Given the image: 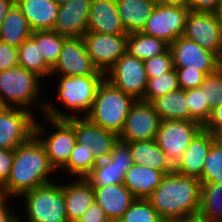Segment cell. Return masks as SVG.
<instances>
[{"label": "cell", "instance_id": "obj_21", "mask_svg": "<svg viewBox=\"0 0 222 222\" xmlns=\"http://www.w3.org/2000/svg\"><path fill=\"white\" fill-rule=\"evenodd\" d=\"M88 31L102 34H127L119 17L116 0H91Z\"/></svg>", "mask_w": 222, "mask_h": 222}, {"label": "cell", "instance_id": "obj_28", "mask_svg": "<svg viewBox=\"0 0 222 222\" xmlns=\"http://www.w3.org/2000/svg\"><path fill=\"white\" fill-rule=\"evenodd\" d=\"M31 34L27 19L15 3L1 23L0 41L18 48Z\"/></svg>", "mask_w": 222, "mask_h": 222}, {"label": "cell", "instance_id": "obj_24", "mask_svg": "<svg viewBox=\"0 0 222 222\" xmlns=\"http://www.w3.org/2000/svg\"><path fill=\"white\" fill-rule=\"evenodd\" d=\"M157 3L153 0H116L126 33L141 32Z\"/></svg>", "mask_w": 222, "mask_h": 222}, {"label": "cell", "instance_id": "obj_37", "mask_svg": "<svg viewBox=\"0 0 222 222\" xmlns=\"http://www.w3.org/2000/svg\"><path fill=\"white\" fill-rule=\"evenodd\" d=\"M160 218L147 198H136L117 222H158Z\"/></svg>", "mask_w": 222, "mask_h": 222}, {"label": "cell", "instance_id": "obj_57", "mask_svg": "<svg viewBox=\"0 0 222 222\" xmlns=\"http://www.w3.org/2000/svg\"><path fill=\"white\" fill-rule=\"evenodd\" d=\"M54 2H56L58 5H61V4H66L72 0H53Z\"/></svg>", "mask_w": 222, "mask_h": 222}, {"label": "cell", "instance_id": "obj_6", "mask_svg": "<svg viewBox=\"0 0 222 222\" xmlns=\"http://www.w3.org/2000/svg\"><path fill=\"white\" fill-rule=\"evenodd\" d=\"M39 78V75L21 66L1 71L0 98L7 107L12 108L15 104L16 108L28 110L30 104L37 102Z\"/></svg>", "mask_w": 222, "mask_h": 222}, {"label": "cell", "instance_id": "obj_34", "mask_svg": "<svg viewBox=\"0 0 222 222\" xmlns=\"http://www.w3.org/2000/svg\"><path fill=\"white\" fill-rule=\"evenodd\" d=\"M97 164L93 156V150L89 149L87 145L76 142L67 163L62 167L69 169L74 175H79L80 178H86L92 169Z\"/></svg>", "mask_w": 222, "mask_h": 222}, {"label": "cell", "instance_id": "obj_23", "mask_svg": "<svg viewBox=\"0 0 222 222\" xmlns=\"http://www.w3.org/2000/svg\"><path fill=\"white\" fill-rule=\"evenodd\" d=\"M65 210L69 222H76L94 201V190L86 178L62 185Z\"/></svg>", "mask_w": 222, "mask_h": 222}, {"label": "cell", "instance_id": "obj_16", "mask_svg": "<svg viewBox=\"0 0 222 222\" xmlns=\"http://www.w3.org/2000/svg\"><path fill=\"white\" fill-rule=\"evenodd\" d=\"M183 36L215 54L222 48V31L215 13L189 10Z\"/></svg>", "mask_w": 222, "mask_h": 222}, {"label": "cell", "instance_id": "obj_32", "mask_svg": "<svg viewBox=\"0 0 222 222\" xmlns=\"http://www.w3.org/2000/svg\"><path fill=\"white\" fill-rule=\"evenodd\" d=\"M199 212L213 222H222V184L201 183Z\"/></svg>", "mask_w": 222, "mask_h": 222}, {"label": "cell", "instance_id": "obj_2", "mask_svg": "<svg viewBox=\"0 0 222 222\" xmlns=\"http://www.w3.org/2000/svg\"><path fill=\"white\" fill-rule=\"evenodd\" d=\"M55 168L50 164L44 145L34 135L14 149L9 177L5 181L9 196H17L36 187L51 183L48 174Z\"/></svg>", "mask_w": 222, "mask_h": 222}, {"label": "cell", "instance_id": "obj_38", "mask_svg": "<svg viewBox=\"0 0 222 222\" xmlns=\"http://www.w3.org/2000/svg\"><path fill=\"white\" fill-rule=\"evenodd\" d=\"M190 108V121H197L204 125L209 119L211 110L205 102L204 91L199 87L186 90Z\"/></svg>", "mask_w": 222, "mask_h": 222}, {"label": "cell", "instance_id": "obj_10", "mask_svg": "<svg viewBox=\"0 0 222 222\" xmlns=\"http://www.w3.org/2000/svg\"><path fill=\"white\" fill-rule=\"evenodd\" d=\"M106 75L61 76L59 99L70 109L91 111L97 89Z\"/></svg>", "mask_w": 222, "mask_h": 222}, {"label": "cell", "instance_id": "obj_31", "mask_svg": "<svg viewBox=\"0 0 222 222\" xmlns=\"http://www.w3.org/2000/svg\"><path fill=\"white\" fill-rule=\"evenodd\" d=\"M131 166H119L109 159L98 161L86 179L92 187H103L110 184L122 183L126 171Z\"/></svg>", "mask_w": 222, "mask_h": 222}, {"label": "cell", "instance_id": "obj_15", "mask_svg": "<svg viewBox=\"0 0 222 222\" xmlns=\"http://www.w3.org/2000/svg\"><path fill=\"white\" fill-rule=\"evenodd\" d=\"M57 131L49 138H40L43 132L41 125L35 123V136L44 145L50 164L55 168H62L68 161L76 144L74 127L66 119L48 118ZM39 136V137H38Z\"/></svg>", "mask_w": 222, "mask_h": 222}, {"label": "cell", "instance_id": "obj_39", "mask_svg": "<svg viewBox=\"0 0 222 222\" xmlns=\"http://www.w3.org/2000/svg\"><path fill=\"white\" fill-rule=\"evenodd\" d=\"M199 88L204 91L205 102L210 110L222 104V73L207 75Z\"/></svg>", "mask_w": 222, "mask_h": 222}, {"label": "cell", "instance_id": "obj_17", "mask_svg": "<svg viewBox=\"0 0 222 222\" xmlns=\"http://www.w3.org/2000/svg\"><path fill=\"white\" fill-rule=\"evenodd\" d=\"M173 55L174 68L189 67L192 70H200L206 75L216 72V54L202 48L194 41L180 36L169 45Z\"/></svg>", "mask_w": 222, "mask_h": 222}, {"label": "cell", "instance_id": "obj_13", "mask_svg": "<svg viewBox=\"0 0 222 222\" xmlns=\"http://www.w3.org/2000/svg\"><path fill=\"white\" fill-rule=\"evenodd\" d=\"M82 38L94 65L104 73H107L127 49V34L112 35L87 31Z\"/></svg>", "mask_w": 222, "mask_h": 222}, {"label": "cell", "instance_id": "obj_50", "mask_svg": "<svg viewBox=\"0 0 222 222\" xmlns=\"http://www.w3.org/2000/svg\"><path fill=\"white\" fill-rule=\"evenodd\" d=\"M181 222H213L200 212L195 214H189L181 219Z\"/></svg>", "mask_w": 222, "mask_h": 222}, {"label": "cell", "instance_id": "obj_18", "mask_svg": "<svg viewBox=\"0 0 222 222\" xmlns=\"http://www.w3.org/2000/svg\"><path fill=\"white\" fill-rule=\"evenodd\" d=\"M91 0H72L59 6L52 29L66 38H82L88 31Z\"/></svg>", "mask_w": 222, "mask_h": 222}, {"label": "cell", "instance_id": "obj_22", "mask_svg": "<svg viewBox=\"0 0 222 222\" xmlns=\"http://www.w3.org/2000/svg\"><path fill=\"white\" fill-rule=\"evenodd\" d=\"M32 31L52 30L59 6L53 0H15Z\"/></svg>", "mask_w": 222, "mask_h": 222}, {"label": "cell", "instance_id": "obj_49", "mask_svg": "<svg viewBox=\"0 0 222 222\" xmlns=\"http://www.w3.org/2000/svg\"><path fill=\"white\" fill-rule=\"evenodd\" d=\"M0 222H19V219L14 214L12 215L7 209V205L4 204L0 208Z\"/></svg>", "mask_w": 222, "mask_h": 222}, {"label": "cell", "instance_id": "obj_12", "mask_svg": "<svg viewBox=\"0 0 222 222\" xmlns=\"http://www.w3.org/2000/svg\"><path fill=\"white\" fill-rule=\"evenodd\" d=\"M160 123L161 118L151 103L136 100L129 110L119 139L127 143L156 139Z\"/></svg>", "mask_w": 222, "mask_h": 222}, {"label": "cell", "instance_id": "obj_25", "mask_svg": "<svg viewBox=\"0 0 222 222\" xmlns=\"http://www.w3.org/2000/svg\"><path fill=\"white\" fill-rule=\"evenodd\" d=\"M135 164L151 167L161 171L164 175L172 173L174 167L167 159L164 151L159 147L156 139L128 142Z\"/></svg>", "mask_w": 222, "mask_h": 222}, {"label": "cell", "instance_id": "obj_43", "mask_svg": "<svg viewBox=\"0 0 222 222\" xmlns=\"http://www.w3.org/2000/svg\"><path fill=\"white\" fill-rule=\"evenodd\" d=\"M17 66L18 48L0 41V72Z\"/></svg>", "mask_w": 222, "mask_h": 222}, {"label": "cell", "instance_id": "obj_11", "mask_svg": "<svg viewBox=\"0 0 222 222\" xmlns=\"http://www.w3.org/2000/svg\"><path fill=\"white\" fill-rule=\"evenodd\" d=\"M31 111L7 107L0 114V149L14 150L35 135V123Z\"/></svg>", "mask_w": 222, "mask_h": 222}, {"label": "cell", "instance_id": "obj_9", "mask_svg": "<svg viewBox=\"0 0 222 222\" xmlns=\"http://www.w3.org/2000/svg\"><path fill=\"white\" fill-rule=\"evenodd\" d=\"M188 12L189 8L157 3L141 32L170 45L183 36Z\"/></svg>", "mask_w": 222, "mask_h": 222}, {"label": "cell", "instance_id": "obj_51", "mask_svg": "<svg viewBox=\"0 0 222 222\" xmlns=\"http://www.w3.org/2000/svg\"><path fill=\"white\" fill-rule=\"evenodd\" d=\"M158 3L163 5L179 6L189 8V0H157Z\"/></svg>", "mask_w": 222, "mask_h": 222}, {"label": "cell", "instance_id": "obj_8", "mask_svg": "<svg viewBox=\"0 0 222 222\" xmlns=\"http://www.w3.org/2000/svg\"><path fill=\"white\" fill-rule=\"evenodd\" d=\"M107 72L105 79L114 87L135 100H143L148 81L143 60L125 52Z\"/></svg>", "mask_w": 222, "mask_h": 222}, {"label": "cell", "instance_id": "obj_27", "mask_svg": "<svg viewBox=\"0 0 222 222\" xmlns=\"http://www.w3.org/2000/svg\"><path fill=\"white\" fill-rule=\"evenodd\" d=\"M151 104L161 120L190 121V108L184 89L171 91L154 99Z\"/></svg>", "mask_w": 222, "mask_h": 222}, {"label": "cell", "instance_id": "obj_7", "mask_svg": "<svg viewBox=\"0 0 222 222\" xmlns=\"http://www.w3.org/2000/svg\"><path fill=\"white\" fill-rule=\"evenodd\" d=\"M202 128L203 125L197 121L161 120L156 141L173 167Z\"/></svg>", "mask_w": 222, "mask_h": 222}, {"label": "cell", "instance_id": "obj_45", "mask_svg": "<svg viewBox=\"0 0 222 222\" xmlns=\"http://www.w3.org/2000/svg\"><path fill=\"white\" fill-rule=\"evenodd\" d=\"M14 158V150L0 149V185L4 186L9 177Z\"/></svg>", "mask_w": 222, "mask_h": 222}, {"label": "cell", "instance_id": "obj_54", "mask_svg": "<svg viewBox=\"0 0 222 222\" xmlns=\"http://www.w3.org/2000/svg\"><path fill=\"white\" fill-rule=\"evenodd\" d=\"M215 15L217 17V20L219 22V25H220V28H221V31H222V1L221 3L219 4L216 12H215Z\"/></svg>", "mask_w": 222, "mask_h": 222}, {"label": "cell", "instance_id": "obj_26", "mask_svg": "<svg viewBox=\"0 0 222 222\" xmlns=\"http://www.w3.org/2000/svg\"><path fill=\"white\" fill-rule=\"evenodd\" d=\"M163 176L161 171L133 163L126 171L123 184L136 198H147L161 183Z\"/></svg>", "mask_w": 222, "mask_h": 222}, {"label": "cell", "instance_id": "obj_47", "mask_svg": "<svg viewBox=\"0 0 222 222\" xmlns=\"http://www.w3.org/2000/svg\"><path fill=\"white\" fill-rule=\"evenodd\" d=\"M222 0H189V10L215 13Z\"/></svg>", "mask_w": 222, "mask_h": 222}, {"label": "cell", "instance_id": "obj_46", "mask_svg": "<svg viewBox=\"0 0 222 222\" xmlns=\"http://www.w3.org/2000/svg\"><path fill=\"white\" fill-rule=\"evenodd\" d=\"M203 128L217 135L222 130V104L213 110Z\"/></svg>", "mask_w": 222, "mask_h": 222}, {"label": "cell", "instance_id": "obj_52", "mask_svg": "<svg viewBox=\"0 0 222 222\" xmlns=\"http://www.w3.org/2000/svg\"><path fill=\"white\" fill-rule=\"evenodd\" d=\"M216 72L222 73V48L216 53Z\"/></svg>", "mask_w": 222, "mask_h": 222}, {"label": "cell", "instance_id": "obj_33", "mask_svg": "<svg viewBox=\"0 0 222 222\" xmlns=\"http://www.w3.org/2000/svg\"><path fill=\"white\" fill-rule=\"evenodd\" d=\"M31 38L36 42L45 61L53 68L59 60L66 37L47 30L32 31Z\"/></svg>", "mask_w": 222, "mask_h": 222}, {"label": "cell", "instance_id": "obj_42", "mask_svg": "<svg viewBox=\"0 0 222 222\" xmlns=\"http://www.w3.org/2000/svg\"><path fill=\"white\" fill-rule=\"evenodd\" d=\"M108 159L115 161V164L119 166H131L133 161L130 144L118 139Z\"/></svg>", "mask_w": 222, "mask_h": 222}, {"label": "cell", "instance_id": "obj_48", "mask_svg": "<svg viewBox=\"0 0 222 222\" xmlns=\"http://www.w3.org/2000/svg\"><path fill=\"white\" fill-rule=\"evenodd\" d=\"M14 4L15 0H0V26Z\"/></svg>", "mask_w": 222, "mask_h": 222}, {"label": "cell", "instance_id": "obj_29", "mask_svg": "<svg viewBox=\"0 0 222 222\" xmlns=\"http://www.w3.org/2000/svg\"><path fill=\"white\" fill-rule=\"evenodd\" d=\"M169 48V44L163 39L146 35L142 32H133L127 34V49L130 55L146 60L160 55Z\"/></svg>", "mask_w": 222, "mask_h": 222}, {"label": "cell", "instance_id": "obj_19", "mask_svg": "<svg viewBox=\"0 0 222 222\" xmlns=\"http://www.w3.org/2000/svg\"><path fill=\"white\" fill-rule=\"evenodd\" d=\"M217 135L202 128L185 149L184 155L174 167V172L200 178L204 169V160L210 151Z\"/></svg>", "mask_w": 222, "mask_h": 222}, {"label": "cell", "instance_id": "obj_5", "mask_svg": "<svg viewBox=\"0 0 222 222\" xmlns=\"http://www.w3.org/2000/svg\"><path fill=\"white\" fill-rule=\"evenodd\" d=\"M22 195L26 198L28 222H69L61 184L51 182Z\"/></svg>", "mask_w": 222, "mask_h": 222}, {"label": "cell", "instance_id": "obj_55", "mask_svg": "<svg viewBox=\"0 0 222 222\" xmlns=\"http://www.w3.org/2000/svg\"><path fill=\"white\" fill-rule=\"evenodd\" d=\"M158 222H181V219L160 218Z\"/></svg>", "mask_w": 222, "mask_h": 222}, {"label": "cell", "instance_id": "obj_20", "mask_svg": "<svg viewBox=\"0 0 222 222\" xmlns=\"http://www.w3.org/2000/svg\"><path fill=\"white\" fill-rule=\"evenodd\" d=\"M93 190L94 200L102 207L111 222H117L136 199L123 182L93 187Z\"/></svg>", "mask_w": 222, "mask_h": 222}, {"label": "cell", "instance_id": "obj_4", "mask_svg": "<svg viewBox=\"0 0 222 222\" xmlns=\"http://www.w3.org/2000/svg\"><path fill=\"white\" fill-rule=\"evenodd\" d=\"M40 104L48 118L66 119L74 127L76 142L87 145L89 149L93 150V156L97 162L109 158L114 144L119 139L118 135L92 123L87 117L78 118L67 115L50 105Z\"/></svg>", "mask_w": 222, "mask_h": 222}, {"label": "cell", "instance_id": "obj_41", "mask_svg": "<svg viewBox=\"0 0 222 222\" xmlns=\"http://www.w3.org/2000/svg\"><path fill=\"white\" fill-rule=\"evenodd\" d=\"M180 89L188 90L199 87L206 78V74L200 70H192L189 67L175 68Z\"/></svg>", "mask_w": 222, "mask_h": 222}, {"label": "cell", "instance_id": "obj_40", "mask_svg": "<svg viewBox=\"0 0 222 222\" xmlns=\"http://www.w3.org/2000/svg\"><path fill=\"white\" fill-rule=\"evenodd\" d=\"M143 62L148 79L163 75L174 68L173 55L170 48L162 54L146 59Z\"/></svg>", "mask_w": 222, "mask_h": 222}, {"label": "cell", "instance_id": "obj_14", "mask_svg": "<svg viewBox=\"0 0 222 222\" xmlns=\"http://www.w3.org/2000/svg\"><path fill=\"white\" fill-rule=\"evenodd\" d=\"M62 76L105 75L94 65L87 53L83 38H66L58 62L52 68V73Z\"/></svg>", "mask_w": 222, "mask_h": 222}, {"label": "cell", "instance_id": "obj_36", "mask_svg": "<svg viewBox=\"0 0 222 222\" xmlns=\"http://www.w3.org/2000/svg\"><path fill=\"white\" fill-rule=\"evenodd\" d=\"M201 183L217 182L222 184V142L217 138L204 160V169L199 178Z\"/></svg>", "mask_w": 222, "mask_h": 222}, {"label": "cell", "instance_id": "obj_30", "mask_svg": "<svg viewBox=\"0 0 222 222\" xmlns=\"http://www.w3.org/2000/svg\"><path fill=\"white\" fill-rule=\"evenodd\" d=\"M19 66L40 77L51 75L52 67L45 61L36 42L30 37L18 47Z\"/></svg>", "mask_w": 222, "mask_h": 222}, {"label": "cell", "instance_id": "obj_56", "mask_svg": "<svg viewBox=\"0 0 222 222\" xmlns=\"http://www.w3.org/2000/svg\"><path fill=\"white\" fill-rule=\"evenodd\" d=\"M7 108L3 100L0 98V114Z\"/></svg>", "mask_w": 222, "mask_h": 222}, {"label": "cell", "instance_id": "obj_44", "mask_svg": "<svg viewBox=\"0 0 222 222\" xmlns=\"http://www.w3.org/2000/svg\"><path fill=\"white\" fill-rule=\"evenodd\" d=\"M76 222H111L102 207L94 200L87 211Z\"/></svg>", "mask_w": 222, "mask_h": 222}, {"label": "cell", "instance_id": "obj_1", "mask_svg": "<svg viewBox=\"0 0 222 222\" xmlns=\"http://www.w3.org/2000/svg\"><path fill=\"white\" fill-rule=\"evenodd\" d=\"M201 182L198 178L165 174L161 183L147 197L161 218L182 219L200 209Z\"/></svg>", "mask_w": 222, "mask_h": 222}, {"label": "cell", "instance_id": "obj_53", "mask_svg": "<svg viewBox=\"0 0 222 222\" xmlns=\"http://www.w3.org/2000/svg\"><path fill=\"white\" fill-rule=\"evenodd\" d=\"M6 197H10L6 191V188L0 185V208L5 204Z\"/></svg>", "mask_w": 222, "mask_h": 222}, {"label": "cell", "instance_id": "obj_58", "mask_svg": "<svg viewBox=\"0 0 222 222\" xmlns=\"http://www.w3.org/2000/svg\"><path fill=\"white\" fill-rule=\"evenodd\" d=\"M217 138L222 142V130L217 134Z\"/></svg>", "mask_w": 222, "mask_h": 222}, {"label": "cell", "instance_id": "obj_35", "mask_svg": "<svg viewBox=\"0 0 222 222\" xmlns=\"http://www.w3.org/2000/svg\"><path fill=\"white\" fill-rule=\"evenodd\" d=\"M177 89H180L178 76L175 68H173L163 75L148 79L142 101L151 103L154 99Z\"/></svg>", "mask_w": 222, "mask_h": 222}, {"label": "cell", "instance_id": "obj_3", "mask_svg": "<svg viewBox=\"0 0 222 222\" xmlns=\"http://www.w3.org/2000/svg\"><path fill=\"white\" fill-rule=\"evenodd\" d=\"M135 101L132 96L104 79L97 89L91 111L85 117L92 123L119 136Z\"/></svg>", "mask_w": 222, "mask_h": 222}]
</instances>
